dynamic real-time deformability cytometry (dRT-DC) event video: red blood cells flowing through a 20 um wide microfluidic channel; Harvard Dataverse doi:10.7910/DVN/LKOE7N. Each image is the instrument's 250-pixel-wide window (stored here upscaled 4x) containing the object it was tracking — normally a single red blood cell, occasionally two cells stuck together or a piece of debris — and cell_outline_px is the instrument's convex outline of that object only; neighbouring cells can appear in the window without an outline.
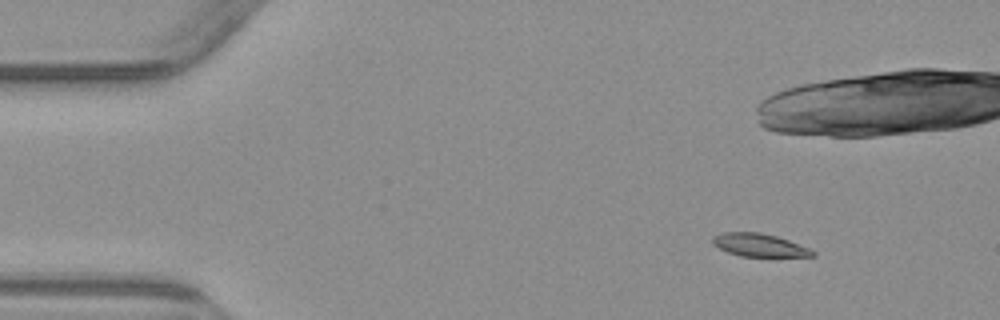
{"species": "common noctule bat (a hibernating species)", "species_latin": "Nyctalus noctula", "temperature_condition": "warm", "stored_images_in_passage": 7, "camera_frame_rate_fps": 3000, "um_per_image_px": 0.085, "animal": {"sex": "male", "body_mass_g": 23.1, "forearm_length_mm": 52.7}, "frame": {"image": 1, "passage_image": 2, "time_ms": 1.0, "image_size_px": [1000, 320], "cell_outline_px": [[816, 256], [740, 256], [728, 252], [712, 244], [712, 236], [724, 232], [760, 232], [776, 236], [788, 240], [808, 248], [816, 252]], "centroid_in_image_um": [64.51, 20.82], "position_along_channel_um": 20.5, "area_um2": 13.24}}